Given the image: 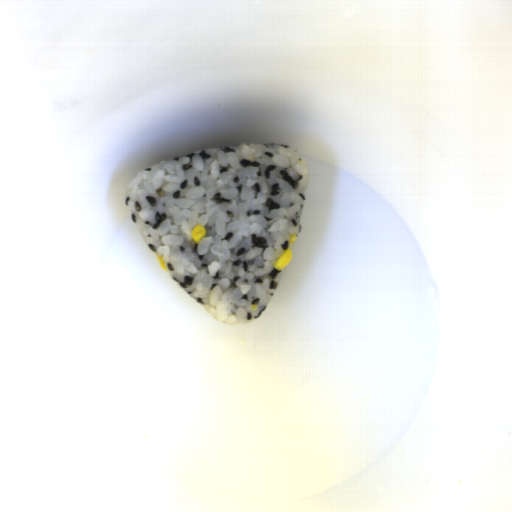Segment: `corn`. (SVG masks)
<instances>
[{"label": "corn", "instance_id": "5cfa1b94", "mask_svg": "<svg viewBox=\"0 0 512 512\" xmlns=\"http://www.w3.org/2000/svg\"><path fill=\"white\" fill-rule=\"evenodd\" d=\"M156 257L159 261L162 271H169L167 269V263L162 259V257L160 255H158L157 253H156Z\"/></svg>", "mask_w": 512, "mask_h": 512}, {"label": "corn", "instance_id": "51d56268", "mask_svg": "<svg viewBox=\"0 0 512 512\" xmlns=\"http://www.w3.org/2000/svg\"><path fill=\"white\" fill-rule=\"evenodd\" d=\"M293 257V251L291 248H288L278 259L274 261L273 267L274 269H282L286 266H288Z\"/></svg>", "mask_w": 512, "mask_h": 512}, {"label": "corn", "instance_id": "f1292c28", "mask_svg": "<svg viewBox=\"0 0 512 512\" xmlns=\"http://www.w3.org/2000/svg\"><path fill=\"white\" fill-rule=\"evenodd\" d=\"M205 233H206V229H205V227H203V226H201V225H198V224H197V225H196V227H195V229H194V231H193V233H192V238H193V240H194V241H196V242H197V241H200V240H201V238H202L203 236H205Z\"/></svg>", "mask_w": 512, "mask_h": 512}, {"label": "corn", "instance_id": "2b8c4276", "mask_svg": "<svg viewBox=\"0 0 512 512\" xmlns=\"http://www.w3.org/2000/svg\"><path fill=\"white\" fill-rule=\"evenodd\" d=\"M251 309H252V312H253V311H256L257 309H259V307H258V305H252Z\"/></svg>", "mask_w": 512, "mask_h": 512}, {"label": "corn", "instance_id": "cfcad685", "mask_svg": "<svg viewBox=\"0 0 512 512\" xmlns=\"http://www.w3.org/2000/svg\"><path fill=\"white\" fill-rule=\"evenodd\" d=\"M296 236H297V234L289 236V238H288L289 243L295 244Z\"/></svg>", "mask_w": 512, "mask_h": 512}]
</instances>
